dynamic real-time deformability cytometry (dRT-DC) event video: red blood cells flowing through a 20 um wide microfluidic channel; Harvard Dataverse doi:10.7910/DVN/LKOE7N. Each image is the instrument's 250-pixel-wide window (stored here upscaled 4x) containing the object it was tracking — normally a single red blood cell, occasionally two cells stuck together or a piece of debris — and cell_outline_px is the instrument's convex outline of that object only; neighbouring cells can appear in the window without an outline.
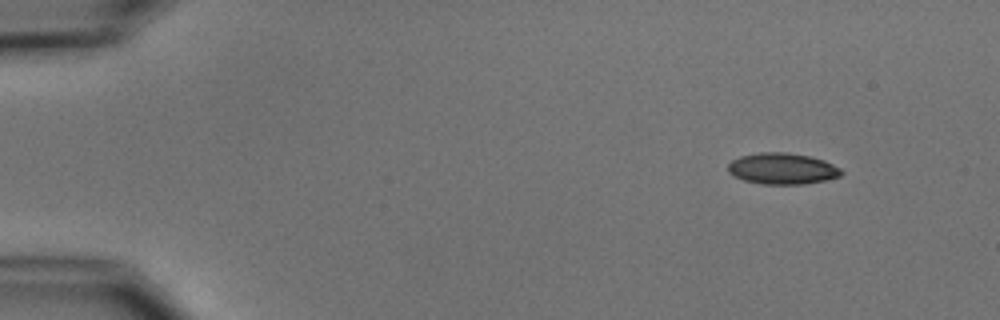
{"species": "common noctule bat (a hibernating species)", "species_latin": "Nyctalus noctula", "temperature_condition": "cold", "stored_images_in_passage": 4, "camera_frame_rate_fps": 3000, "um_per_image_px": 0.085, "animal": {"sex": "male", "body_mass_g": 15.6}, "frame": {"image": 1, "passage_image": 1, "time_ms": 0.0, "image_size_px": [1000, 320], "cell_outline_px": [[844, 172], [840, 176], [824, 180], [804, 184], [764, 184], [744, 180], [732, 176], [728, 172], [728, 164], [732, 160], [740, 156], [760, 152], [788, 152], [808, 156], [824, 160], [840, 168]], "centroid_in_image_um": [66.48, 14.33], "position_along_channel_um": 18.5, "area_um2": 20.63}}
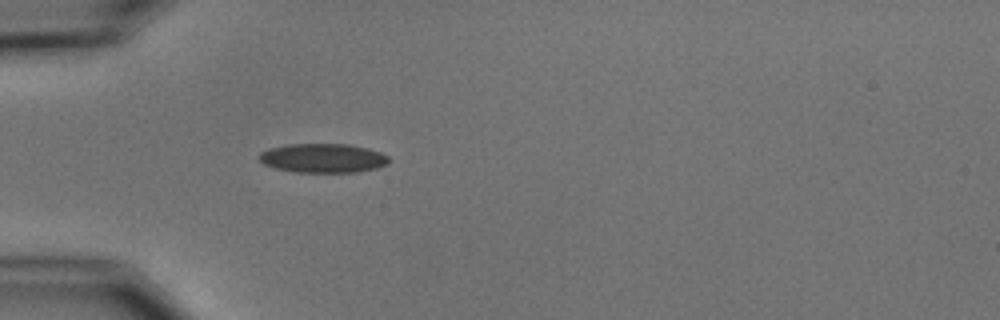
{"frame": {"image": 2, "passage_image": 4, "time_ms": 3.667, "image_size_px": [1000, 320], "cell_outline_px": [[388, 164], [376, 168], [356, 172], [296, 172], [276, 168], [264, 164], [256, 156], [260, 152], [268, 148], [288, 144], [348, 144], [368, 148], [380, 152], [388, 156]], "centroid_in_image_um": [27.43, 13.43], "position_along_channel_um": 57.6, "area_um2": 22.08}}